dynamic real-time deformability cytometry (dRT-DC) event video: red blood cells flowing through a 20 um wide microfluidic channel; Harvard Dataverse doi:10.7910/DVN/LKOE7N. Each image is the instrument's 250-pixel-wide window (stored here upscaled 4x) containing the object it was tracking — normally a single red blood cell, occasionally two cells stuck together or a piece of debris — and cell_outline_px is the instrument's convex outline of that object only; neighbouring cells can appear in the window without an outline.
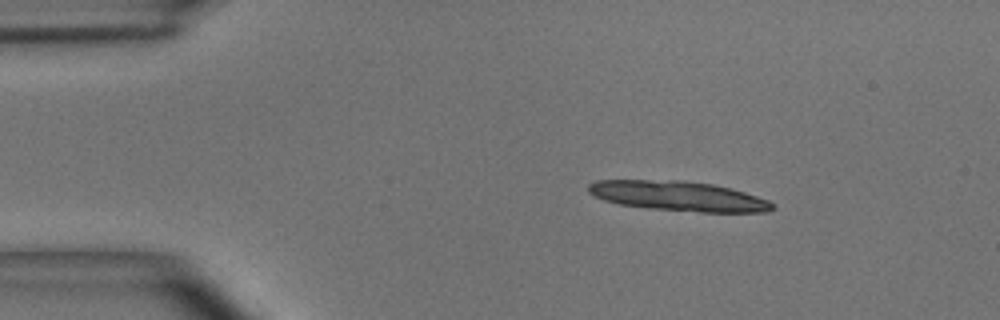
{"species": "common noctule bat (a hibernating species)", "species_latin": "Nyctalus noctula", "temperature_condition": "room temperature", "stored_images_in_passage": 12, "camera_frame_rate_fps": 3000, "um_per_image_px": 0.085, "animal": {"sex": "male", "body_mass_g": 15.6}, "frame": {"image": 1, "passage_image": 1, "time_ms": 0.0, "image_size_px": [1000, 320], "cell_outline_px": [[776, 208], [768, 212], [700, 212], [648, 208], [620, 204], [604, 200], [588, 192], [588, 184], [596, 180], [684, 180], [712, 184], [732, 188], [768, 200], [776, 204]], "centroid_in_image_um": [57.7, 16.66], "position_along_channel_um": 27.3, "area_um2": 32.08}}